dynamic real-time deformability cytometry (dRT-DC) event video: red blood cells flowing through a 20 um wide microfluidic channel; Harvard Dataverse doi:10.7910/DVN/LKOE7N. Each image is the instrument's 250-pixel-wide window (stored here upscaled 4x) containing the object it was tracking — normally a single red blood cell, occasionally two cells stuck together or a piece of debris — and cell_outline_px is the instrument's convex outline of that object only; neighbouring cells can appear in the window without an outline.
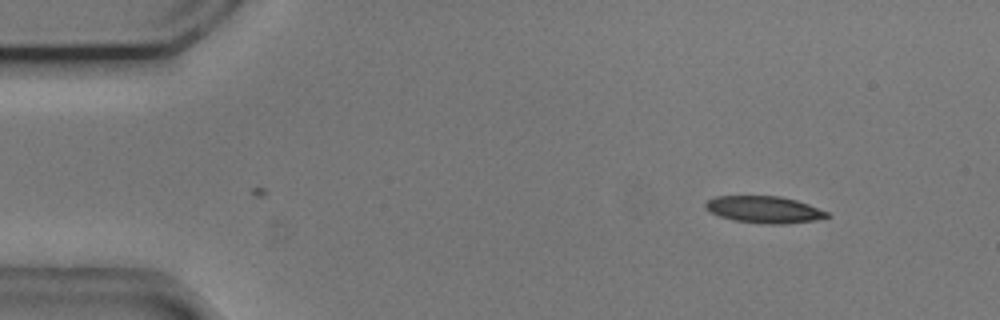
{"species": "common noctule bat (a hibernating species)", "species_latin": "Nyctalus noctula", "temperature_condition": "cold", "stored_images_in_passage": 49, "camera_frame_rate_fps": 3000, "um_per_image_px": 0.085, "animal": {"sex": "male", "body_mass_g": 20.5, "forearm_length_mm": 52.5}, "frame": {"image": 1, "passage_image": 1, "time_ms": 0.0, "image_size_px": [1000, 320], "cell_outline_px": [[832, 216], [816, 220], [784, 224], [768, 224], [732, 220], [720, 216], [704, 208], [704, 204], [708, 200], [716, 196], [780, 196], [796, 200], [808, 204], [828, 212]], "centroid_in_image_um": [64.97, 17.81], "position_along_channel_um": 20.0, "area_um2": 19.02}}
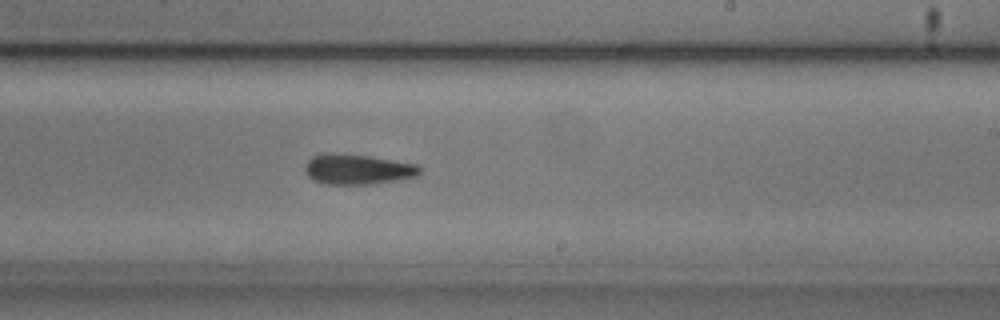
{"frame": {"image": 2, "passage_image": 27, "time_ms": 8.667, "image_size_px": [1000, 320], "cell_outline_px": [[420, 172], [416, 176], [368, 184], [324, 184], [312, 180], [308, 176], [304, 168], [308, 160], [312, 156], [328, 152], [368, 156], [416, 164], [420, 168]], "centroid_in_image_um": [30.32, 14.38], "position_along_channel_um": 258.7, "area_um2": 19.94}}
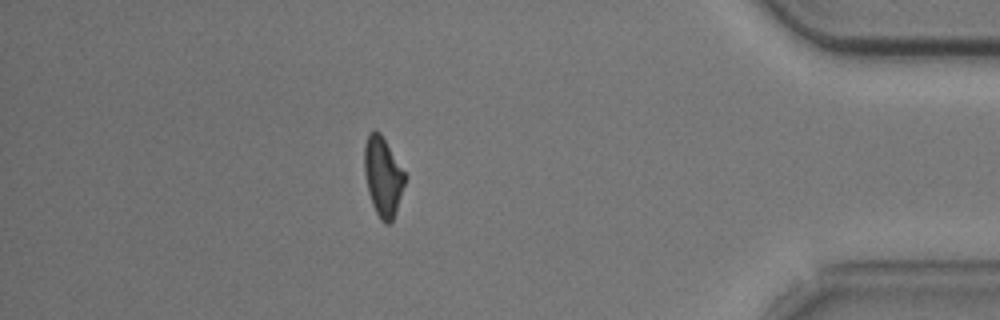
{"frame": {"image": 3, "passage_image": 42, "time_ms": 13.667, "image_size_px": [1000, 320], "cell_outline_px": [[404, 184], [396, 212], [392, 220], [388, 224], [384, 224], [380, 220], [372, 204], [368, 192], [364, 172], [364, 144], [368, 132], [380, 132], [404, 172]], "centroid_in_image_um": [32.51, 15.02], "position_along_channel_um": 402.7, "area_um2": 18.44}}